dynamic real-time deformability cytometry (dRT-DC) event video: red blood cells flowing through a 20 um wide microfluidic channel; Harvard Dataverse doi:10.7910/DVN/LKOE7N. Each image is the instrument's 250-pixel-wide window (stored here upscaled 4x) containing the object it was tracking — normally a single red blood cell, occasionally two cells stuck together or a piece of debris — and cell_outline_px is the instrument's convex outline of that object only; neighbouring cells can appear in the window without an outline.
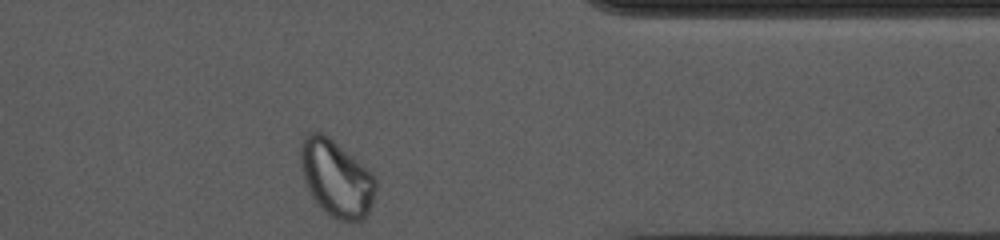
{"species": "common noctule bat (a hibernating species)", "species_latin": "Nyctalus noctula", "temperature_condition": "cold", "stored_images_in_passage": 36, "camera_frame_rate_fps": 3000, "um_per_image_px": 0.085, "animal": {"sex": "female", "body_mass_g": 10.0, "forearm_length_mm": 53.1}, "frame": {"image": 1, "passage_image": 36, "time_ms": 11.667, "image_size_px": [1000, 240], "cell_outline_px": [[376, 188], [368, 212], [360, 224], [340, 220], [332, 216], [312, 196], [304, 184], [300, 168], [300, 144], [304, 136], [312, 132], [320, 132], [328, 136], [364, 164], [372, 172], [376, 180]], "centroid_in_image_um": [28.58, 15.14], "position_along_channel_um": 382.8, "area_um2": 33.7}, "authors_computed_cell_mechanics": {"area_um2": 25.6921, "velocity_mm_per_s": 3.6545, "shape_relaxation_time_tau1_ms": null, "shape_relaxation_time_tau2_ms": 1.5257, "deformation_change_tau1": null, "deformation_change_tau2": 0.0597}}